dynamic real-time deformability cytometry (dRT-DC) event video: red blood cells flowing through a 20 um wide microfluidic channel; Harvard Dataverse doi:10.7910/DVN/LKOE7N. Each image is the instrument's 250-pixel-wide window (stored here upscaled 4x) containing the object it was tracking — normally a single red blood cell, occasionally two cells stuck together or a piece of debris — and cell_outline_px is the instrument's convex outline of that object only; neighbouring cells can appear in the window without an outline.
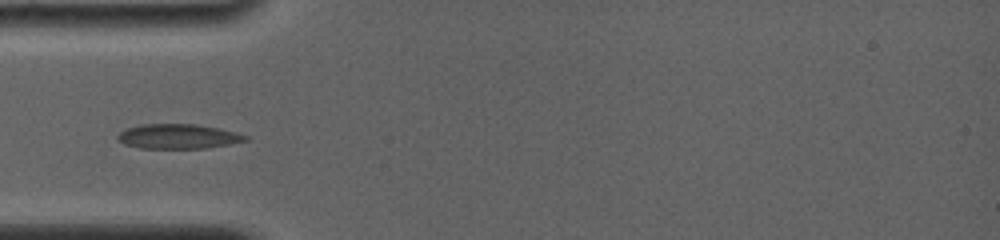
{"species": "common noctule bat (a hibernating species)", "species_latin": "Nyctalus noctula", "temperature_condition": "room temperature", "stored_images_in_passage": 61, "camera_frame_rate_fps": 4000, "um_per_image_px": 0.085, "animal": {"sex": "female", "body_mass_g": 19.0, "forearm_length_mm": 56.7}, "frame": {"image": 1, "passage_image": 1, "time_ms": 0.0, "image_size_px": [1000, 240], "cell_outline_px": [[248, 140], [208, 148], [140, 148], [124, 144], [116, 140], [116, 136], [124, 128], [140, 124], [196, 124], [236, 132], [248, 136]], "centroid_in_image_um": [15.08, 11.59], "position_along_channel_um": 69.9, "area_um2": 18.44}}
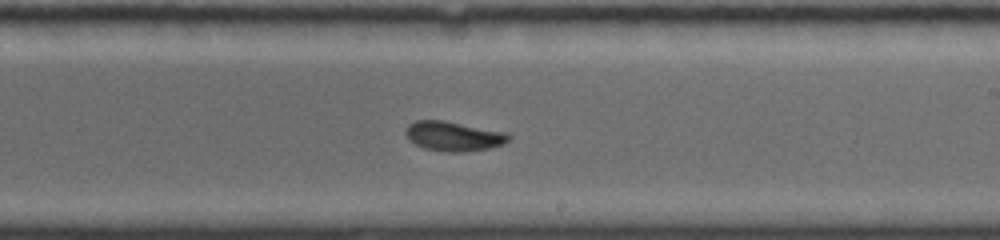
{"frame": {"image": 2, "passage_image": 20, "time_ms": 4.75, "image_size_px": [1000, 240], "cell_outline_px": [[512, 136], [504, 144], [488, 148], [464, 152], [448, 152], [424, 148], [408, 140], [404, 132], [404, 128], [408, 124], [416, 120], [444, 120], [508, 132]], "centroid_in_image_um": [38.54, 11.56], "position_along_channel_um": 250.5, "area_um2": 18.03}}
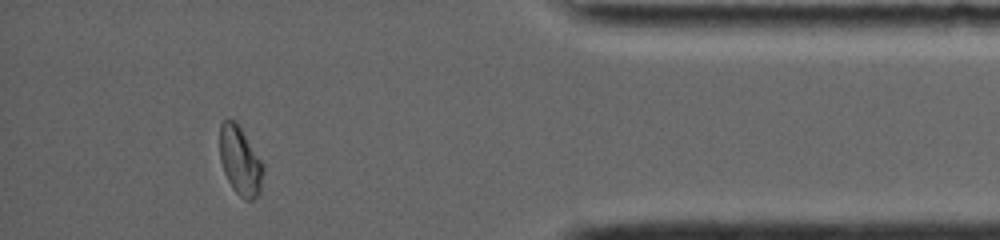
{"frame": {"image": 3, "passage_image": 48, "time_ms": 9.75, "image_size_px": [1000, 240], "cell_outline_px": [[264, 168], [260, 192], [252, 200], [244, 200], [232, 188], [224, 172], [220, 160], [220, 124], [224, 120], [236, 120], [264, 164]], "centroid_in_image_um": [20.42, 13.67], "position_along_channel_um": 414.8, "area_um2": 17.46}}